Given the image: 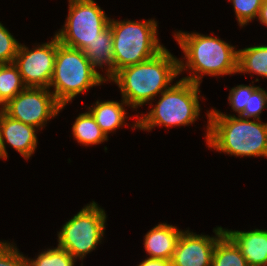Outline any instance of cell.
I'll list each match as a JSON object with an SVG mask.
<instances>
[{
    "mask_svg": "<svg viewBox=\"0 0 267 266\" xmlns=\"http://www.w3.org/2000/svg\"><path fill=\"white\" fill-rule=\"evenodd\" d=\"M182 231L167 223H159L148 231L144 237V247L149 258L171 261Z\"/></svg>",
    "mask_w": 267,
    "mask_h": 266,
    "instance_id": "cell-14",
    "label": "cell"
},
{
    "mask_svg": "<svg viewBox=\"0 0 267 266\" xmlns=\"http://www.w3.org/2000/svg\"><path fill=\"white\" fill-rule=\"evenodd\" d=\"M233 3L239 26H246L253 19L258 18L264 0H230Z\"/></svg>",
    "mask_w": 267,
    "mask_h": 266,
    "instance_id": "cell-22",
    "label": "cell"
},
{
    "mask_svg": "<svg viewBox=\"0 0 267 266\" xmlns=\"http://www.w3.org/2000/svg\"><path fill=\"white\" fill-rule=\"evenodd\" d=\"M124 105H128L124 99L121 100V103L112 100L104 102L96 101L94 105L87 109H89L96 123L108 137L109 133L112 131L115 132L114 130L122 125H126L124 121L127 118V113Z\"/></svg>",
    "mask_w": 267,
    "mask_h": 266,
    "instance_id": "cell-16",
    "label": "cell"
},
{
    "mask_svg": "<svg viewBox=\"0 0 267 266\" xmlns=\"http://www.w3.org/2000/svg\"><path fill=\"white\" fill-rule=\"evenodd\" d=\"M68 2L69 12L65 25L55 35L63 45L83 51L109 26L110 18L94 0Z\"/></svg>",
    "mask_w": 267,
    "mask_h": 266,
    "instance_id": "cell-8",
    "label": "cell"
},
{
    "mask_svg": "<svg viewBox=\"0 0 267 266\" xmlns=\"http://www.w3.org/2000/svg\"><path fill=\"white\" fill-rule=\"evenodd\" d=\"M25 88L14 63L0 64V99L5 105Z\"/></svg>",
    "mask_w": 267,
    "mask_h": 266,
    "instance_id": "cell-20",
    "label": "cell"
},
{
    "mask_svg": "<svg viewBox=\"0 0 267 266\" xmlns=\"http://www.w3.org/2000/svg\"><path fill=\"white\" fill-rule=\"evenodd\" d=\"M37 128L11 118L5 112L0 115V137L4 159L8 158L6 143L25 159H29L37 147Z\"/></svg>",
    "mask_w": 267,
    "mask_h": 266,
    "instance_id": "cell-12",
    "label": "cell"
},
{
    "mask_svg": "<svg viewBox=\"0 0 267 266\" xmlns=\"http://www.w3.org/2000/svg\"><path fill=\"white\" fill-rule=\"evenodd\" d=\"M199 84L184 79L163 91L157 104L146 115L133 124L140 130L151 131L156 126H186L197 120L200 115Z\"/></svg>",
    "mask_w": 267,
    "mask_h": 266,
    "instance_id": "cell-4",
    "label": "cell"
},
{
    "mask_svg": "<svg viewBox=\"0 0 267 266\" xmlns=\"http://www.w3.org/2000/svg\"><path fill=\"white\" fill-rule=\"evenodd\" d=\"M258 20L267 26V0H264L258 15Z\"/></svg>",
    "mask_w": 267,
    "mask_h": 266,
    "instance_id": "cell-28",
    "label": "cell"
},
{
    "mask_svg": "<svg viewBox=\"0 0 267 266\" xmlns=\"http://www.w3.org/2000/svg\"><path fill=\"white\" fill-rule=\"evenodd\" d=\"M20 43L0 22V64L14 63Z\"/></svg>",
    "mask_w": 267,
    "mask_h": 266,
    "instance_id": "cell-23",
    "label": "cell"
},
{
    "mask_svg": "<svg viewBox=\"0 0 267 266\" xmlns=\"http://www.w3.org/2000/svg\"><path fill=\"white\" fill-rule=\"evenodd\" d=\"M265 108H267V92L258 87L252 94H248L247 105L240 117L260 120V114Z\"/></svg>",
    "mask_w": 267,
    "mask_h": 266,
    "instance_id": "cell-24",
    "label": "cell"
},
{
    "mask_svg": "<svg viewBox=\"0 0 267 266\" xmlns=\"http://www.w3.org/2000/svg\"><path fill=\"white\" fill-rule=\"evenodd\" d=\"M48 88L26 87L5 105L13 119L43 129L47 121L59 114L61 105Z\"/></svg>",
    "mask_w": 267,
    "mask_h": 266,
    "instance_id": "cell-9",
    "label": "cell"
},
{
    "mask_svg": "<svg viewBox=\"0 0 267 266\" xmlns=\"http://www.w3.org/2000/svg\"><path fill=\"white\" fill-rule=\"evenodd\" d=\"M174 37L187 59L185 64L184 60H179V73L187 69L191 71L189 76L181 79L200 85L203 75L237 74L238 50L234 46L197 32L180 30L175 32Z\"/></svg>",
    "mask_w": 267,
    "mask_h": 266,
    "instance_id": "cell-3",
    "label": "cell"
},
{
    "mask_svg": "<svg viewBox=\"0 0 267 266\" xmlns=\"http://www.w3.org/2000/svg\"><path fill=\"white\" fill-rule=\"evenodd\" d=\"M213 232L214 237L182 231L171 259L172 266H210L216 242L225 233L221 226Z\"/></svg>",
    "mask_w": 267,
    "mask_h": 266,
    "instance_id": "cell-11",
    "label": "cell"
},
{
    "mask_svg": "<svg viewBox=\"0 0 267 266\" xmlns=\"http://www.w3.org/2000/svg\"><path fill=\"white\" fill-rule=\"evenodd\" d=\"M89 60L91 68L106 82L115 76V60L113 52V35L111 27L108 26L97 38L83 50ZM106 64V65H105ZM107 67L106 77H103L96 68Z\"/></svg>",
    "mask_w": 267,
    "mask_h": 266,
    "instance_id": "cell-15",
    "label": "cell"
},
{
    "mask_svg": "<svg viewBox=\"0 0 267 266\" xmlns=\"http://www.w3.org/2000/svg\"><path fill=\"white\" fill-rule=\"evenodd\" d=\"M206 143L229 155L267 157V123L225 115L213 109L207 113Z\"/></svg>",
    "mask_w": 267,
    "mask_h": 266,
    "instance_id": "cell-2",
    "label": "cell"
},
{
    "mask_svg": "<svg viewBox=\"0 0 267 266\" xmlns=\"http://www.w3.org/2000/svg\"><path fill=\"white\" fill-rule=\"evenodd\" d=\"M72 135L78 143L84 146L98 145L108 140L89 110L76 117L72 126Z\"/></svg>",
    "mask_w": 267,
    "mask_h": 266,
    "instance_id": "cell-18",
    "label": "cell"
},
{
    "mask_svg": "<svg viewBox=\"0 0 267 266\" xmlns=\"http://www.w3.org/2000/svg\"><path fill=\"white\" fill-rule=\"evenodd\" d=\"M179 59L164 48L144 62L123 67L111 80L120 88L128 107L136 109L170 88L179 75Z\"/></svg>",
    "mask_w": 267,
    "mask_h": 266,
    "instance_id": "cell-1",
    "label": "cell"
},
{
    "mask_svg": "<svg viewBox=\"0 0 267 266\" xmlns=\"http://www.w3.org/2000/svg\"><path fill=\"white\" fill-rule=\"evenodd\" d=\"M138 266H172V264L169 260L147 257Z\"/></svg>",
    "mask_w": 267,
    "mask_h": 266,
    "instance_id": "cell-27",
    "label": "cell"
},
{
    "mask_svg": "<svg viewBox=\"0 0 267 266\" xmlns=\"http://www.w3.org/2000/svg\"><path fill=\"white\" fill-rule=\"evenodd\" d=\"M106 218L104 209L92 201L62 226L57 246L82 261L101 242Z\"/></svg>",
    "mask_w": 267,
    "mask_h": 266,
    "instance_id": "cell-7",
    "label": "cell"
},
{
    "mask_svg": "<svg viewBox=\"0 0 267 266\" xmlns=\"http://www.w3.org/2000/svg\"><path fill=\"white\" fill-rule=\"evenodd\" d=\"M210 266H249L240 248L224 233L216 242Z\"/></svg>",
    "mask_w": 267,
    "mask_h": 266,
    "instance_id": "cell-19",
    "label": "cell"
},
{
    "mask_svg": "<svg viewBox=\"0 0 267 266\" xmlns=\"http://www.w3.org/2000/svg\"><path fill=\"white\" fill-rule=\"evenodd\" d=\"M0 115H2L5 112V104L3 101L0 99Z\"/></svg>",
    "mask_w": 267,
    "mask_h": 266,
    "instance_id": "cell-29",
    "label": "cell"
},
{
    "mask_svg": "<svg viewBox=\"0 0 267 266\" xmlns=\"http://www.w3.org/2000/svg\"><path fill=\"white\" fill-rule=\"evenodd\" d=\"M105 82L90 66L84 51L63 45L57 38L54 71L49 84L61 110L78 94Z\"/></svg>",
    "mask_w": 267,
    "mask_h": 266,
    "instance_id": "cell-5",
    "label": "cell"
},
{
    "mask_svg": "<svg viewBox=\"0 0 267 266\" xmlns=\"http://www.w3.org/2000/svg\"><path fill=\"white\" fill-rule=\"evenodd\" d=\"M29 266H74L76 259L65 249L57 246L41 252L37 258H28Z\"/></svg>",
    "mask_w": 267,
    "mask_h": 266,
    "instance_id": "cell-21",
    "label": "cell"
},
{
    "mask_svg": "<svg viewBox=\"0 0 267 266\" xmlns=\"http://www.w3.org/2000/svg\"><path fill=\"white\" fill-rule=\"evenodd\" d=\"M0 266H29L28 259L16 246L0 241Z\"/></svg>",
    "mask_w": 267,
    "mask_h": 266,
    "instance_id": "cell-26",
    "label": "cell"
},
{
    "mask_svg": "<svg viewBox=\"0 0 267 266\" xmlns=\"http://www.w3.org/2000/svg\"><path fill=\"white\" fill-rule=\"evenodd\" d=\"M57 53V37L48 43L33 47L19 45L14 64L18 67L22 81L26 87L48 88L54 71Z\"/></svg>",
    "mask_w": 267,
    "mask_h": 266,
    "instance_id": "cell-10",
    "label": "cell"
},
{
    "mask_svg": "<svg viewBox=\"0 0 267 266\" xmlns=\"http://www.w3.org/2000/svg\"><path fill=\"white\" fill-rule=\"evenodd\" d=\"M224 231L240 248L249 266H267V230Z\"/></svg>",
    "mask_w": 267,
    "mask_h": 266,
    "instance_id": "cell-13",
    "label": "cell"
},
{
    "mask_svg": "<svg viewBox=\"0 0 267 266\" xmlns=\"http://www.w3.org/2000/svg\"><path fill=\"white\" fill-rule=\"evenodd\" d=\"M237 73H254L267 78V45L238 50Z\"/></svg>",
    "mask_w": 267,
    "mask_h": 266,
    "instance_id": "cell-17",
    "label": "cell"
},
{
    "mask_svg": "<svg viewBox=\"0 0 267 266\" xmlns=\"http://www.w3.org/2000/svg\"><path fill=\"white\" fill-rule=\"evenodd\" d=\"M258 87L259 86L242 84L230 90L228 96L229 105H231L233 111L238 113V116L244 112L248 101V94H252Z\"/></svg>",
    "mask_w": 267,
    "mask_h": 266,
    "instance_id": "cell-25",
    "label": "cell"
},
{
    "mask_svg": "<svg viewBox=\"0 0 267 266\" xmlns=\"http://www.w3.org/2000/svg\"><path fill=\"white\" fill-rule=\"evenodd\" d=\"M157 24L155 19L142 22L110 19L115 73L123 67L151 59L165 48L159 43Z\"/></svg>",
    "mask_w": 267,
    "mask_h": 266,
    "instance_id": "cell-6",
    "label": "cell"
},
{
    "mask_svg": "<svg viewBox=\"0 0 267 266\" xmlns=\"http://www.w3.org/2000/svg\"><path fill=\"white\" fill-rule=\"evenodd\" d=\"M0 159H4L3 149H2V146H1V137H0Z\"/></svg>",
    "mask_w": 267,
    "mask_h": 266,
    "instance_id": "cell-30",
    "label": "cell"
}]
</instances>
